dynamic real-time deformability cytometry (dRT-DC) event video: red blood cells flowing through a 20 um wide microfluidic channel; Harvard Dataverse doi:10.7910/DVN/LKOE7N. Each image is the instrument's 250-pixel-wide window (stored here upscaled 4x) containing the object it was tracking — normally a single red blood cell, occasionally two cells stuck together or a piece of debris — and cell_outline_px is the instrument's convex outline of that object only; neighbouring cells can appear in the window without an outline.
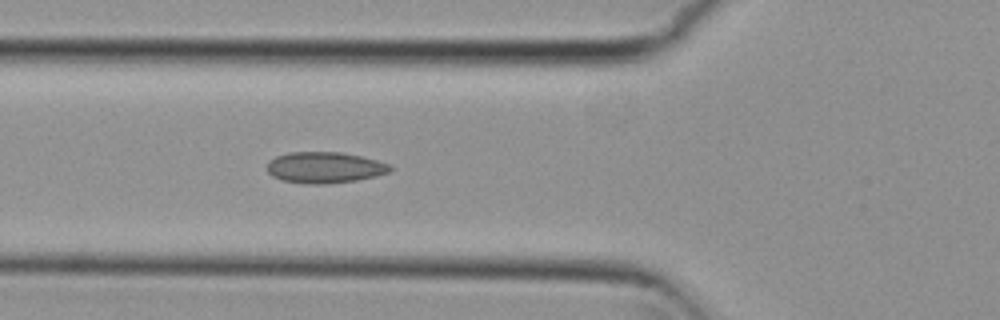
{"species": "common noctule bat (a hibernating species)", "species_latin": "Nyctalus noctula", "temperature_condition": "cold", "stored_images_in_passage": 5, "camera_frame_rate_fps": 3000, "um_per_image_px": 0.085, "animal": {"sex": "female", "body_mass_g": 29.2, "forearm_length_mm": 56.3}, "frame": {"image": 1, "passage_image": 5, "time_ms": 1.333, "image_size_px": [1000, 320], "cell_outline_px": [[392, 172], [376, 176], [356, 180], [328, 184], [308, 184], [284, 180], [272, 176], [268, 172], [268, 160], [276, 156], [288, 152], [340, 152], [360, 156], [392, 164]], "centroid_in_image_um": [27.63, 14.24], "position_along_channel_um": 98.2, "area_um2": 22.43}}